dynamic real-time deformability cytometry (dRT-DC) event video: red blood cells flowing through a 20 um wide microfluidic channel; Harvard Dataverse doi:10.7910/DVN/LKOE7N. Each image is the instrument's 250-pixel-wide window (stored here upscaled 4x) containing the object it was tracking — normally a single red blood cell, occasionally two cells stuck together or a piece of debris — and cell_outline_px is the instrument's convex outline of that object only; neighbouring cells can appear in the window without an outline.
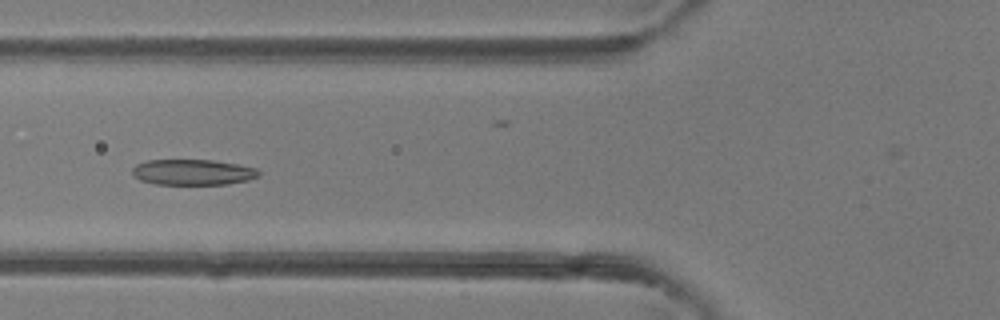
{"species": "common noctule bat (a hibernating species)", "species_latin": "Nyctalus noctula", "temperature_condition": "room temperature", "stored_images_in_passage": 5, "camera_frame_rate_fps": 3000, "um_per_image_px": 0.085, "animal": {"sex": "female"}, "frame": {"image": 1, "passage_image": 4, "time_ms": 3.333, "image_size_px": [1000, 320], "cell_outline_px": [[260, 176], [248, 180], [228, 184], [156, 184], [140, 180], [132, 176], [132, 168], [136, 164], [148, 160], [212, 160], [240, 164], [256, 168], [260, 172]], "centroid_in_image_um": [16.4, 14.63], "position_along_channel_um": 109.4, "area_um2": 19.07}}
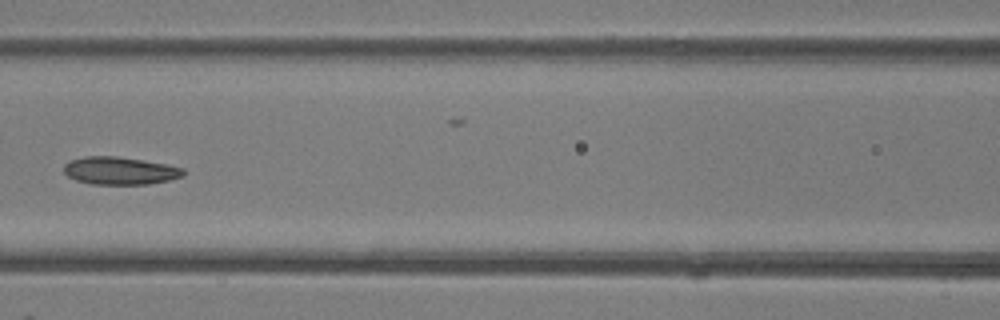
{"frame": {"image": 2, "passage_image": 5, "time_ms": 4.333, "image_size_px": [1000, 320], "cell_outline_px": [[188, 172], [184, 176], [168, 180], [148, 184], [92, 184], [76, 180], [68, 176], [64, 172], [64, 164], [68, 160], [84, 156], [116, 156], [168, 164], [184, 168]], "centroid_in_image_um": [10.21, 14.5], "position_along_channel_um": 156.4, "area_um2": 19.48}}